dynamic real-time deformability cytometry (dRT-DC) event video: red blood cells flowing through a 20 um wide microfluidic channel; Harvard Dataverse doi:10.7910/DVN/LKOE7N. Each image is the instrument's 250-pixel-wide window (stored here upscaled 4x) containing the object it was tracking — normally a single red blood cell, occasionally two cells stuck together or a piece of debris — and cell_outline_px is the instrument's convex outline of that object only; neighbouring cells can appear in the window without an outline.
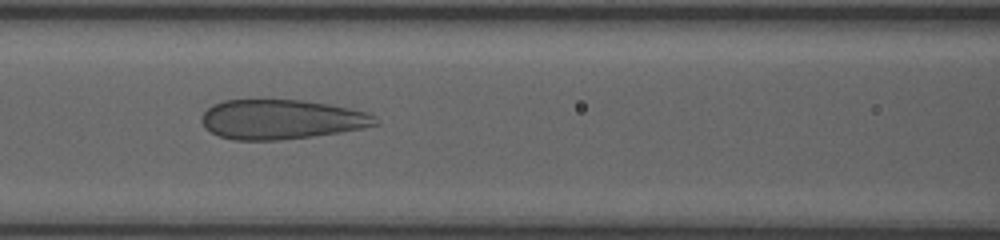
{"species": "human", "species_latin": "Homo sapiens", "temperature_condition": "room temperature", "stored_images_in_passage": 26, "camera_frame_rate_fps": 3000, "um_per_image_px": 0.085, "donor": {"sex": "female"}, "frame": {"image": 1, "passage_image": 12, "time_ms": 7.0, "image_size_px": [1000, 240], "cell_outline_px": [[376, 124], [360, 128], [340, 132], [312, 136], [280, 140], [232, 140], [220, 136], [204, 128], [204, 112], [208, 108], [224, 100], [304, 100], [328, 104], [348, 108], [364, 112], [376, 116]], "centroid_in_image_um": [23.9, 10.15], "position_along_channel_um": 142.7, "area_um2": 39.54}}
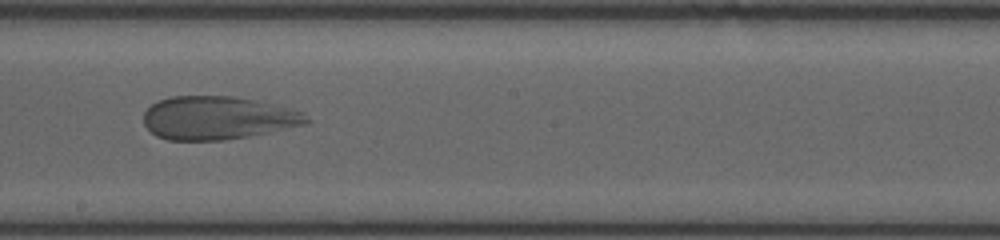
{"frame": {"image": 2, "passage_image": 15, "time_ms": 9.333, "image_size_px": [1000, 240], "cell_outline_px": [[308, 120], [304, 124], [248, 136], [224, 140], [168, 140], [156, 136], [144, 124], [144, 112], [152, 104], [160, 100], [172, 96], [236, 96], [304, 112]], "centroid_in_image_um": [18.44, 10.02], "position_along_channel_um": 229.8, "area_um2": 40.46}}
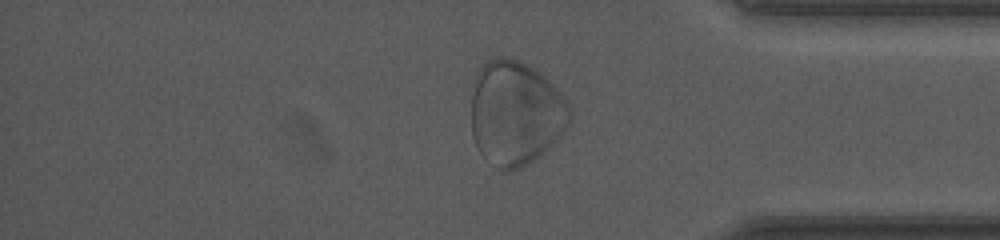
{"frame": {"image": 3, "passage_image": 24, "time_ms": 14.0, "image_size_px": [1000, 240], "cell_outline_px": [[568, 120], [560, 136], [556, 140], [528, 164], [512, 172], [504, 172], [496, 168], [480, 152], [472, 136], [472, 96], [476, 80], [480, 68], [488, 60], [500, 56], [508, 56], [520, 60], [532, 68], [552, 84], [564, 100], [568, 108]], "centroid_in_image_um": [43.77, 9.63], "position_along_channel_um": 391.4, "area_um2": 58.96}}